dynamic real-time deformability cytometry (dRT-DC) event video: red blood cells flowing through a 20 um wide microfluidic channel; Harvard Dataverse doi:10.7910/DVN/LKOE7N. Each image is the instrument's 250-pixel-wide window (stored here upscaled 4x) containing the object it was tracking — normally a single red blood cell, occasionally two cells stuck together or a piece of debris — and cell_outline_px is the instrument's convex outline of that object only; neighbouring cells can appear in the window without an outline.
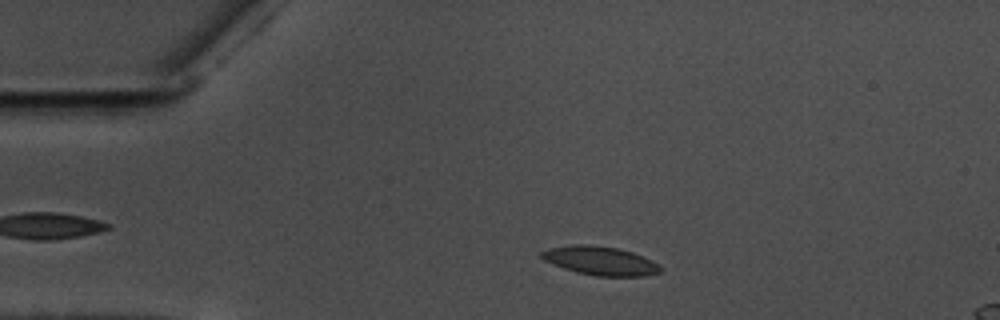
{"species": "common noctule bat (a hibernating species)", "species_latin": "Nyctalus noctula", "temperature_condition": "warm", "stored_images_in_passage": 47, "camera_frame_rate_fps": 3000, "um_per_image_px": 0.085, "animal": {"sex": "male", "body_mass_g": 17.5, "forearm_length_mm": 52.3}, "frame": {"image": 1, "passage_image": 8, "time_ms": 2.333, "image_size_px": [1000, 320], "cell_outline_px": [[664, 268], [660, 272], [644, 276], [596, 276], [576, 272], [552, 264], [544, 260], [540, 256], [540, 252], [548, 248], [580, 244], [584, 244], [616, 248], [632, 252], [644, 256], [660, 264]], "centroid_in_image_um": [51.05, 22.17], "position_along_channel_um": 33.9, "area_um2": 19.94}}
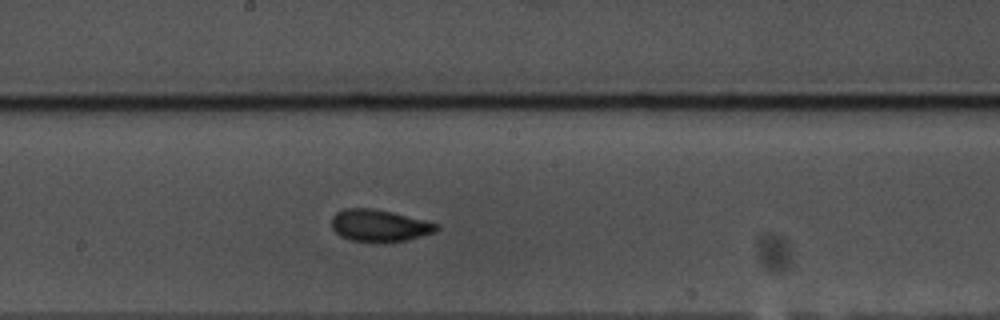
{"frame": {"image": 2, "passage_image": 27, "time_ms": 8.667, "image_size_px": [1000, 320], "cell_outline_px": [[440, 228], [436, 232], [404, 240], [384, 244], [348, 240], [340, 236], [332, 228], [332, 216], [336, 212], [344, 208], [372, 208], [440, 224]], "centroid_in_image_um": [32.22, 19.2], "position_along_channel_um": 216.0, "area_um2": 19.77}}
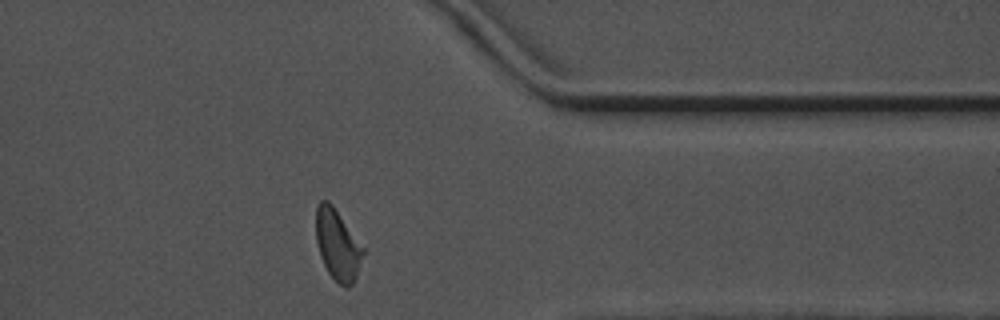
{"frame": {"image": 3, "passage_image": 42, "time_ms": 13.667, "image_size_px": [1000, 320], "cell_outline_px": [[364, 252], [356, 276], [352, 284], [348, 288], [344, 288], [328, 272], [320, 256], [316, 240], [316, 208], [320, 200], [328, 200], [332, 204], [364, 248]], "centroid_in_image_um": [28.68, 20.8], "position_along_channel_um": 382.7, "area_um2": 19.19}, "authors_computed_cell_mechanics": {"area_um2": 19.074, "velocity_mm_per_s": 3.5525, "shape_relaxation_time_tau1_ms": 6.9246, "shape_relaxation_time_tau2_ms": 1.428, "deformation_change_tau1": 0.1394, "deformation_change_tau2": 0.0755}}